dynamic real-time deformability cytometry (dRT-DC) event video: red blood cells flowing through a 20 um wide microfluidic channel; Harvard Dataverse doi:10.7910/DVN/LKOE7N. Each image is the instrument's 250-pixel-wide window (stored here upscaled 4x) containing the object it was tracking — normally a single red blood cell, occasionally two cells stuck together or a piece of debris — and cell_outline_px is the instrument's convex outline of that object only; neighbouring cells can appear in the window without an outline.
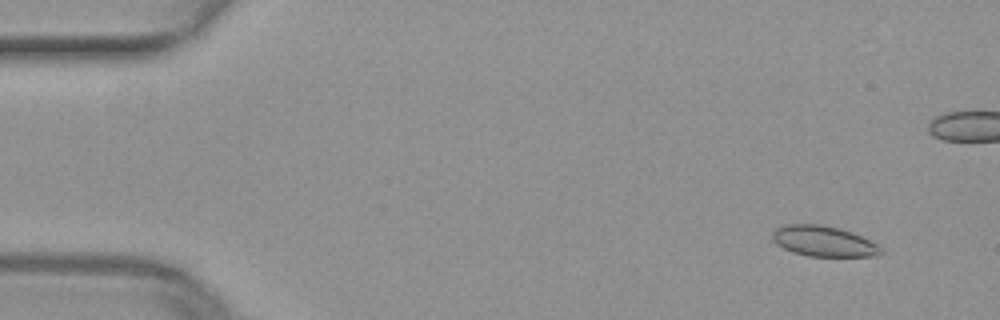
{"species": "common noctule bat (a hibernating species)", "species_latin": "Nyctalus noctula", "temperature_condition": "warm", "stored_images_in_passage": 51, "camera_frame_rate_fps": 3000, "um_per_image_px": 0.085, "animal": {"sex": "female", "body_mass_g": 29.2, "forearm_length_mm": 56.3}, "frame": {"image": 1, "passage_image": 4, "time_ms": 1.0, "image_size_px": [1000, 320], "cell_outline_px": [[884, 252], [880, 256], [808, 256], [792, 252], [776, 244], [772, 240], [772, 232], [776, 228], [784, 224], [820, 224], [840, 228], [852, 232], [884, 248]], "centroid_in_image_um": [70.0, 20.5], "position_along_channel_um": 15.0, "area_um2": 19.48}}
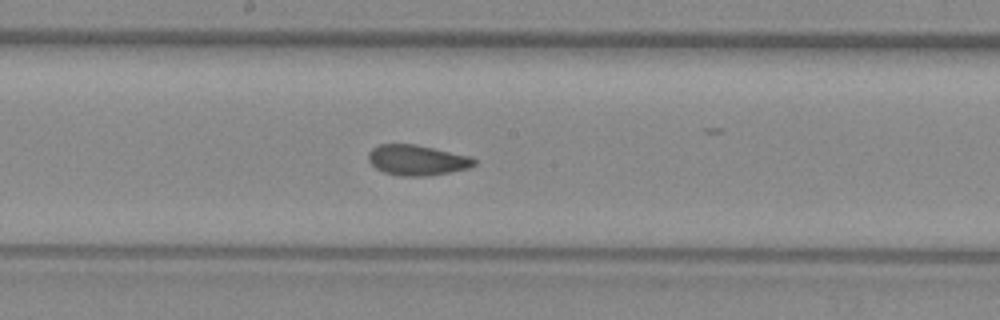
{"frame": {"image": 2, "passage_image": 27, "time_ms": 8.667, "image_size_px": [1000, 320], "cell_outline_px": [[476, 164], [468, 168], [428, 176], [400, 176], [384, 172], [376, 168], [368, 160], [368, 152], [372, 148], [380, 144], [416, 144], [472, 156], [476, 160]], "centroid_in_image_um": [35.45, 13.6], "position_along_channel_um": 212.7, "area_um2": 18.84}}
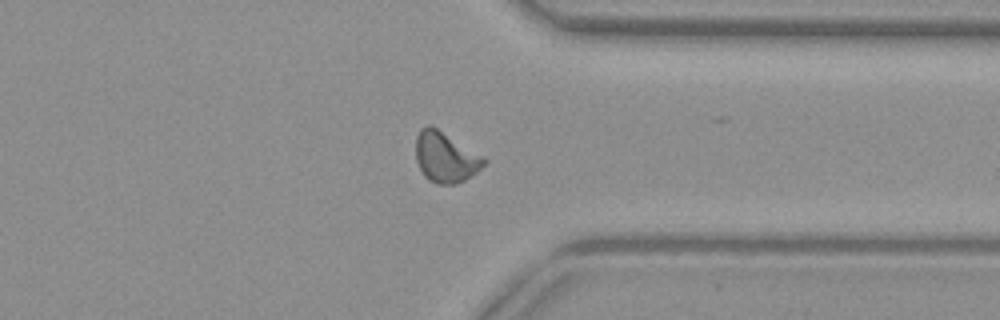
{"frame": {"image": 3, "passage_image": 39, "time_ms": 12.667, "image_size_px": [1000, 320], "cell_outline_px": [[488, 160], [476, 172], [464, 180], [456, 184], [436, 184], [428, 180], [424, 176], [416, 160], [416, 136], [420, 128], [428, 124], [436, 128]], "centroid_in_image_um": [37.82, 13.37], "position_along_channel_um": 373.6, "area_um2": 19.65}}